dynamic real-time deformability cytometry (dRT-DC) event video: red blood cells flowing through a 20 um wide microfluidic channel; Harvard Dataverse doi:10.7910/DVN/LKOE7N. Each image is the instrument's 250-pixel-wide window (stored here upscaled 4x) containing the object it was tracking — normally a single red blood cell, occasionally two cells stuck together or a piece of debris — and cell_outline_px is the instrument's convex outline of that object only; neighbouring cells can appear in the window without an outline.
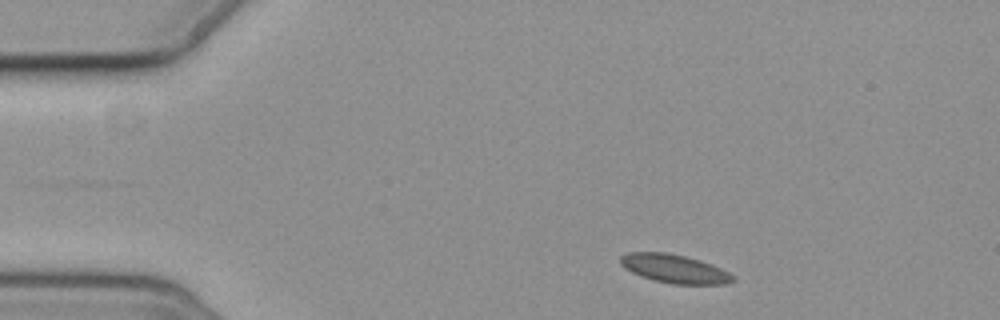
{"species": "common noctule bat (a hibernating species)", "species_latin": "Nyctalus noctula", "temperature_condition": "cold", "stored_images_in_passage": 3, "camera_frame_rate_fps": 3000, "um_per_image_px": 0.085, "animal": {"sex": "female", "body_mass_g": 19.3, "forearm_length_mm": 54.1}, "frame": {"image": 1, "passage_image": 1, "time_ms": 0.0, "image_size_px": [1000, 320], "cell_outline_px": [[736, 280], [728, 284], [672, 284], [652, 280], [640, 276], [624, 268], [620, 264], [620, 256], [628, 252], [664, 252], [684, 256], [700, 260], [712, 264], [736, 276]], "centroid_in_image_um": [57.33, 22.85], "position_along_channel_um": 27.7, "area_um2": 18.9}}